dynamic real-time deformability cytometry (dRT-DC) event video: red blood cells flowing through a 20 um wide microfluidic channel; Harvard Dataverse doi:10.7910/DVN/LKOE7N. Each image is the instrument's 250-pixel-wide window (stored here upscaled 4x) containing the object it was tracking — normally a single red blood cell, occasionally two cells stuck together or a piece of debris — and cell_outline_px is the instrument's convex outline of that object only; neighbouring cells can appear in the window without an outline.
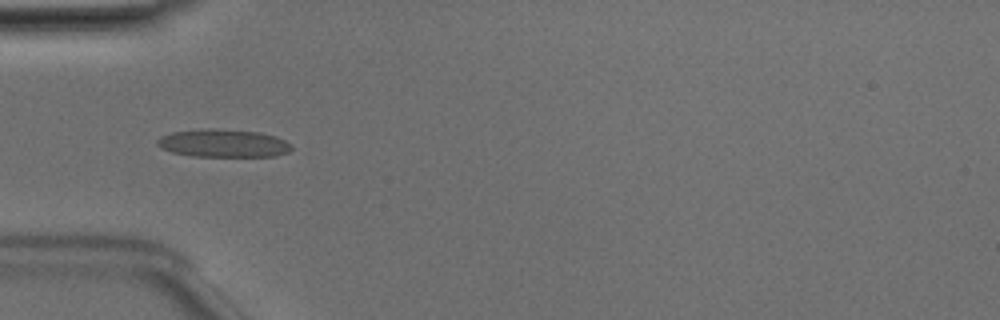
{"species": "Egyptian fruit bat (a non-hibernating species)", "species_latin": "Rousettus aegyptiacus", "temperature_condition": "room temperature", "stored_images_in_passage": 46, "camera_frame_rate_fps": 3000, "um_per_image_px": 0.085, "animal": {"sex": "male"}, "frame": {"image": 1, "passage_image": 12, "time_ms": 3.667, "image_size_px": [1000, 320], "cell_outline_px": [[292, 148], [288, 152], [276, 156], [192, 156], [172, 152], [160, 148], [156, 144], [156, 140], [160, 136], [172, 132], [208, 128], [212, 128], [260, 132], [276, 136], [292, 144]], "centroid_in_image_um": [18.97, 12.17], "position_along_channel_um": 66.0, "area_um2": 21.96}}
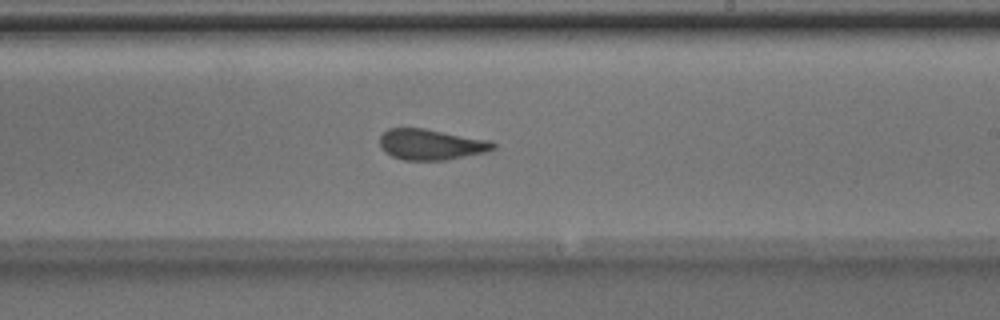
{"frame": {"image": 2, "passage_image": 26, "time_ms": 8.333, "image_size_px": [1000, 320], "cell_outline_px": [[496, 148], [484, 152], [448, 160], [404, 160], [392, 156], [384, 152], [380, 148], [380, 136], [388, 128], [424, 128], [492, 140], [496, 144]], "centroid_in_image_um": [36.64, 12.28], "position_along_channel_um": 252.4, "area_um2": 20.52}}
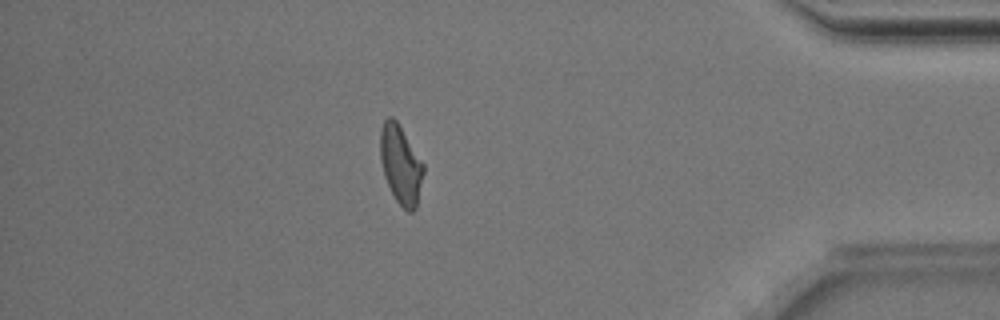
{"frame": {"image": 3, "passage_image": 40, "time_ms": 13.0, "image_size_px": [1000, 320], "cell_outline_px": [[424, 172], [416, 208], [412, 212], [408, 212], [396, 200], [384, 176], [380, 160], [380, 128], [384, 120], [388, 116], [392, 116], [396, 120], [424, 164]], "centroid_in_image_um": [34.05, 13.98], "position_along_channel_um": 401.2, "area_um2": 19.71}, "authors_computed_cell_mechanics": {"area_um2": 20.7502, "velocity_mm_per_s": 4.0083, "shape_relaxation_time_tau1_ms": null, "shape_relaxation_time_tau2_ms": 1.4149, "deformation_change_tau1": null, "deformation_change_tau2": 0.0825}}